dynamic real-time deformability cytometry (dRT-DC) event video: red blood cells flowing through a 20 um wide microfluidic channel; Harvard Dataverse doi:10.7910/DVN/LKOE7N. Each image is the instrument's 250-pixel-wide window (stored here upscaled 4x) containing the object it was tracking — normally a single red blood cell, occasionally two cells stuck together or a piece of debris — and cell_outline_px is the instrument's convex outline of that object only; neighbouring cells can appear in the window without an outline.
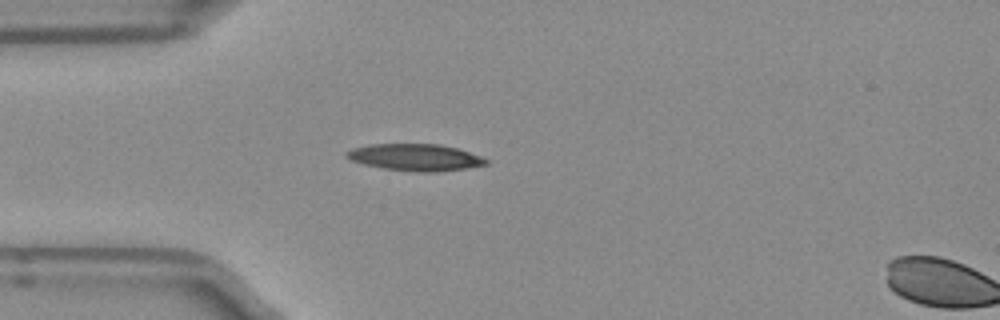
{"species": "Egyptian fruit bat (a non-hibernating species)", "species_latin": "Rousettus aegyptiacus", "temperature_condition": "room temperature", "stored_images_in_passage": 4, "segment_of_instrument_passage": [1, 2], "camera_frame_rate_fps": 3000, "um_per_image_px": 0.085, "frame": {"image": 1, "passage_image": 3, "time_ms": 0.667, "image_size_px": [1000, 320], "cell_outline_px": [[492, 160], [488, 164], [468, 168], [436, 172], [420, 172], [384, 168], [352, 160], [344, 156], [344, 152], [352, 148], [368, 144], [440, 144], [456, 148]], "centroid_in_image_um": [35.33, 13.37], "position_along_channel_um": 49.7, "area_um2": 21.73}}